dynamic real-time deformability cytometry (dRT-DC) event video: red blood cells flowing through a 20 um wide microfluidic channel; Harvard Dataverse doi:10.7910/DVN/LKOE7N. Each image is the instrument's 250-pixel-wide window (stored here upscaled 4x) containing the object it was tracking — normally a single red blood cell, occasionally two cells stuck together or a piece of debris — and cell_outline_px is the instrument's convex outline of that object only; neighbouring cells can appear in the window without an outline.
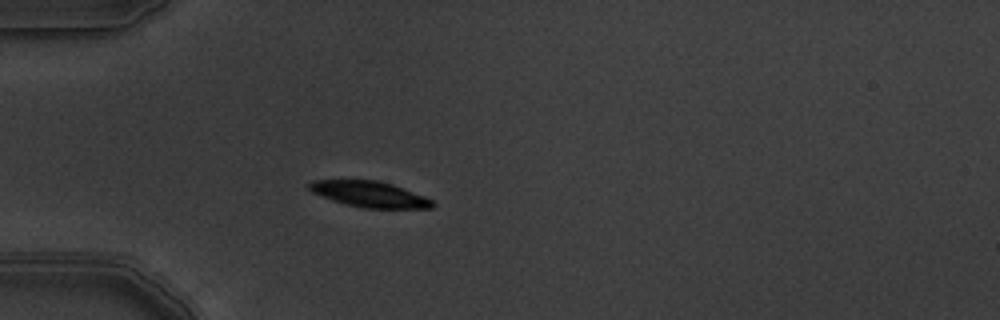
{"species": "common noctule bat (a hibernating species)", "species_latin": "Nyctalus noctula", "temperature_condition": "warm", "stored_images_in_passage": 4, "camera_frame_rate_fps": 3000, "um_per_image_px": 0.085, "animal": {"sex": "male", "body_mass_g": 19.5, "forearm_length_mm": 54.6}, "frame": {"image": 1, "passage_image": 4, "time_ms": 1.0, "image_size_px": [1000, 320], "cell_outline_px": [[436, 204], [432, 208], [364, 208], [344, 204], [332, 200], [312, 192], [308, 188], [308, 184], [312, 180], [380, 180], [392, 184], [424, 196], [432, 200]], "centroid_in_image_um": [31.41, 16.51], "position_along_channel_um": 53.6, "area_um2": 18.55}}